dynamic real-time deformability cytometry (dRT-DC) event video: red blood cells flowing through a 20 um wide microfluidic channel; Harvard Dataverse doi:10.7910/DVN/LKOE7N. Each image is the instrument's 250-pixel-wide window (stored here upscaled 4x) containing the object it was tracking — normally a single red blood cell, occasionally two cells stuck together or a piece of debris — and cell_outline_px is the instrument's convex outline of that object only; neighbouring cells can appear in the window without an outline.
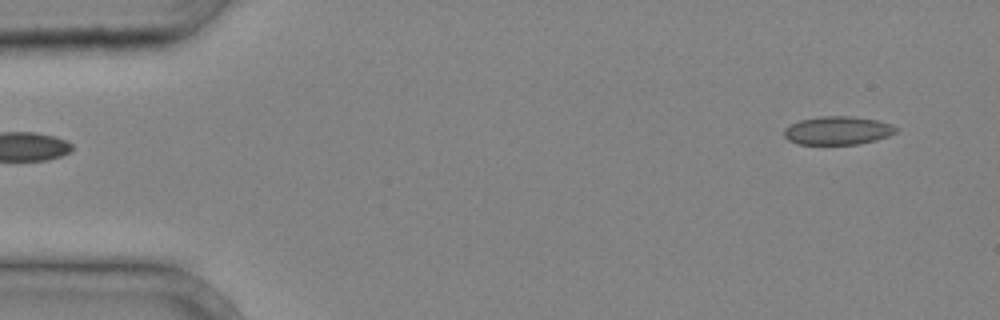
{"species": "common noctule bat (a hibernating species)", "species_latin": "Nyctalus noctula", "temperature_condition": "cold", "stored_images_in_passage": 35, "camera_frame_rate_fps": 3000, "um_per_image_px": 0.085, "animal": {"sex": "male", "body_mass_g": 20.4}, "frame": {"image": 1, "passage_image": 1, "time_ms": 0.0, "image_size_px": [1000, 320], "cell_outline_px": [[900, 128], [896, 132], [888, 136], [876, 140], [856, 144], [796, 144], [788, 140], [784, 136], [784, 128], [800, 120], [820, 116], [852, 116], [876, 120], [892, 124]], "centroid_in_image_um": [71.21, 11.09], "position_along_channel_um": 13.8, "area_um2": 18.55}}
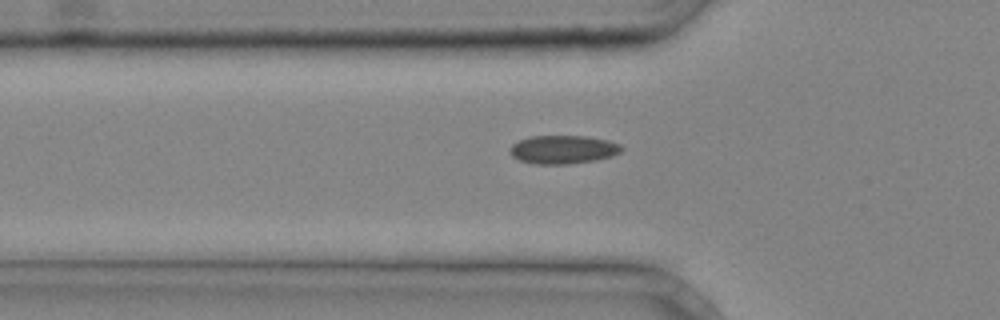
{"frame": {"image": 2, "passage_image": 11, "time_ms": 3.333, "image_size_px": [1000, 320], "cell_outline_px": [[624, 148], [620, 152], [612, 156], [596, 160], [568, 164], [532, 164], [520, 160], [512, 156], [508, 152], [512, 144], [520, 140], [532, 136], [588, 136], [608, 140], [620, 144]], "centroid_in_image_um": [47.87, 12.71], "position_along_channel_um": 77.9, "area_um2": 18.61}}
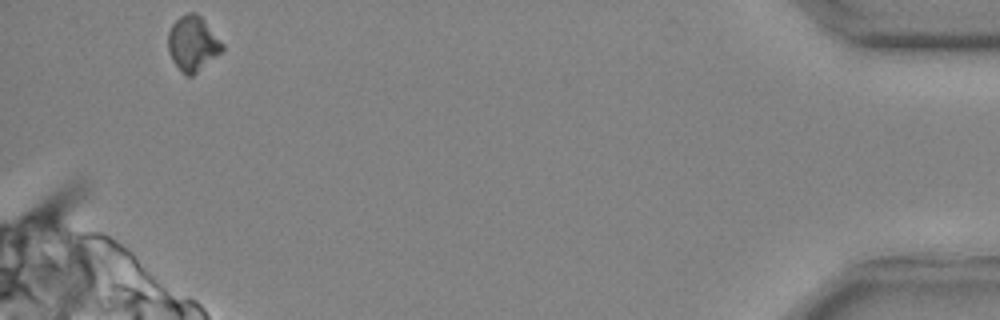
{"frame": {"image": 3, "passage_image": 35, "time_ms": 11.333, "image_size_px": [1000, 320], "cell_outline_px": [[224, 52], [192, 76], [188, 76], [172, 60], [168, 52], [168, 32], [172, 24], [180, 16], [188, 12], [192, 12], [200, 16], [204, 20], [224, 44]], "centroid_in_image_um": [16.41, 3.7], "position_along_channel_um": 418.8, "area_um2": 17.4}}